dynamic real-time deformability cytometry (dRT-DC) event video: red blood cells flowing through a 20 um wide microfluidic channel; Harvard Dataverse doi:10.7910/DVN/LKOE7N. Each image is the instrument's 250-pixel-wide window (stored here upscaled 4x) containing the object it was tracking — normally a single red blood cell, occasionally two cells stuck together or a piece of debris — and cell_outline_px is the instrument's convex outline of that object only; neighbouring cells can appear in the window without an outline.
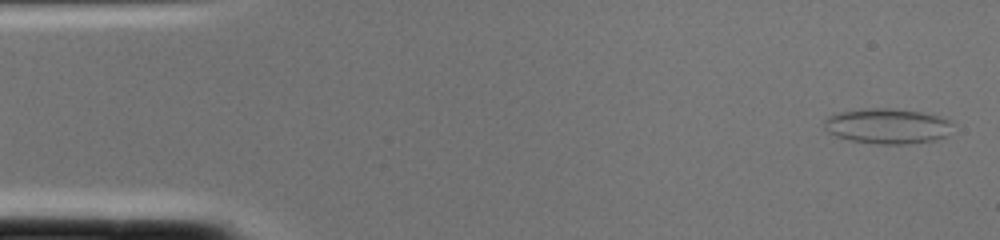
{"species": "common noctule bat (a hibernating species)", "species_latin": "Nyctalus noctula", "temperature_condition": "cold", "stored_images_in_passage": 2, "camera_frame_rate_fps": 3000, "um_per_image_px": 0.085, "animal": {"sex": "female", "body_mass_g": 22.0, "forearm_length_mm": 56.7}, "frame": {"image": 1, "passage_image": 1, "time_ms": 0.0, "image_size_px": [1000, 240], "cell_outline_px": [[952, 124], [948, 136], [936, 140], [908, 144], [876, 144], [852, 140], [836, 136], [828, 132], [824, 128], [824, 120], [828, 116], [836, 112], [860, 108], [884, 108], [920, 112], [940, 116], [952, 120]], "centroid_in_image_um": [75.43, 10.71], "position_along_channel_um": 9.6, "area_um2": 26.7}}
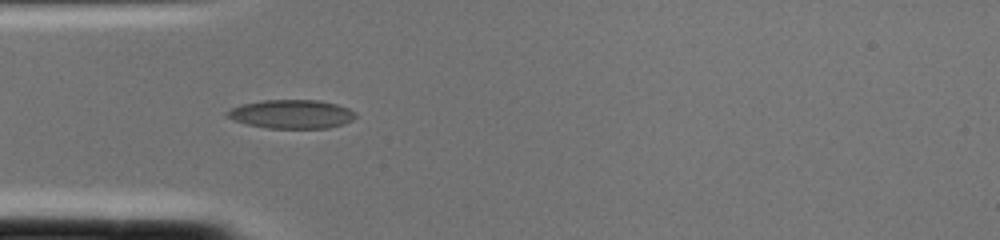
{"frame": {"image": 2, "passage_image": 2, "time_ms": 0.333, "image_size_px": [1000, 240], "cell_outline_px": [[356, 116], [352, 120], [344, 124], [328, 128], [268, 128], [244, 124], [224, 116], [224, 112], [240, 104], [264, 100], [316, 100], [336, 104], [348, 108], [356, 112]], "centroid_in_image_um": [24.75, 9.7], "position_along_channel_um": 60.3, "area_um2": 21.68}}